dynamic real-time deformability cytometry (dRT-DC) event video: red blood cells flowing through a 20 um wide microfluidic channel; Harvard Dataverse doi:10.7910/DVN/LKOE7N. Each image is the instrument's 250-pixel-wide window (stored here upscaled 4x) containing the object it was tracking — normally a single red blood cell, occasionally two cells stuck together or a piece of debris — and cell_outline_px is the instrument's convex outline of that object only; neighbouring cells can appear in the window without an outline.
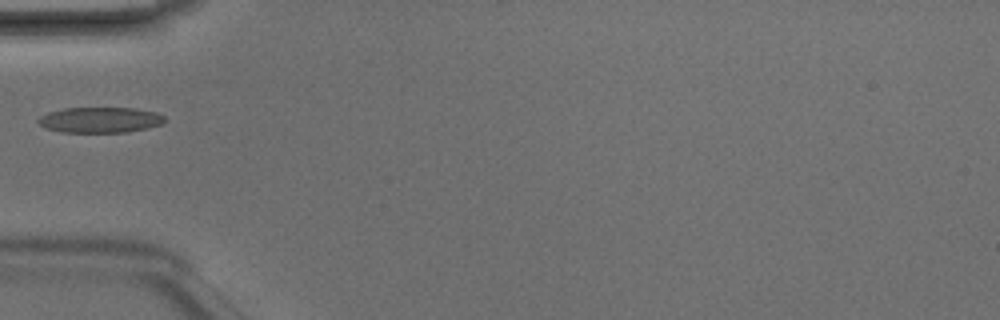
{"species": "Egyptian fruit bat (a non-hibernating species)", "species_latin": "Rousettus aegyptiacus", "temperature_condition": "room temperature", "stored_images_in_passage": 5, "camera_frame_rate_fps": 3000, "um_per_image_px": 0.085, "animal": {"sex": "male"}, "frame": {"image": 1, "passage_image": 5, "time_ms": 1.333, "image_size_px": [1000, 320], "cell_outline_px": [[164, 120], [160, 124], [148, 128], [128, 132], [60, 132], [44, 128], [36, 120], [40, 116], [48, 112], [64, 108], [136, 108], [156, 112], [164, 116]], "centroid_in_image_um": [8.48, 10.19], "position_along_channel_um": 76.5, "area_um2": 18.9}}